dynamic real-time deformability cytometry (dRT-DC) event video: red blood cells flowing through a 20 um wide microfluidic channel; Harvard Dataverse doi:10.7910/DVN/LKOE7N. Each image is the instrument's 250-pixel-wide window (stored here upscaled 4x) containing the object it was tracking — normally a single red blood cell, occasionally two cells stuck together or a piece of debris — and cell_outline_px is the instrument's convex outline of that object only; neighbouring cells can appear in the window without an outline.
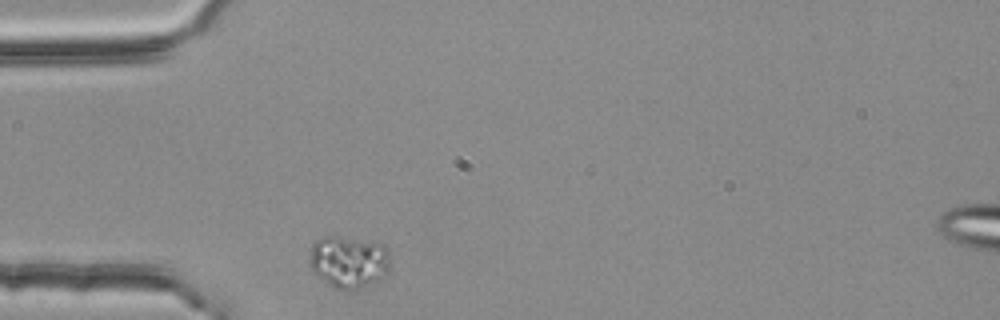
{"species": "common noctule bat (a hibernating species)", "species_latin": "Nyctalus noctula", "temperature_condition": "room temperature", "stored_images_in_passage": 31, "camera_frame_rate_fps": 3000, "um_per_image_px": 0.085, "animal": {"sex": "female", "body_mass_g": 25.1}, "frame": {"image": 1, "passage_image": 1, "time_ms": 0.0, "image_size_px": [1000, 320], "cell_outline_px": [[388, 272], [376, 280], [348, 292], [336, 288], [328, 284], [312, 272], [308, 264], [308, 260], [312, 244], [316, 240], [324, 236], [340, 236], [384, 244], [388, 248]], "centroid_in_image_um": [29.58, 22.24], "position_along_channel_um": 55.4, "area_um2": 24.62}}
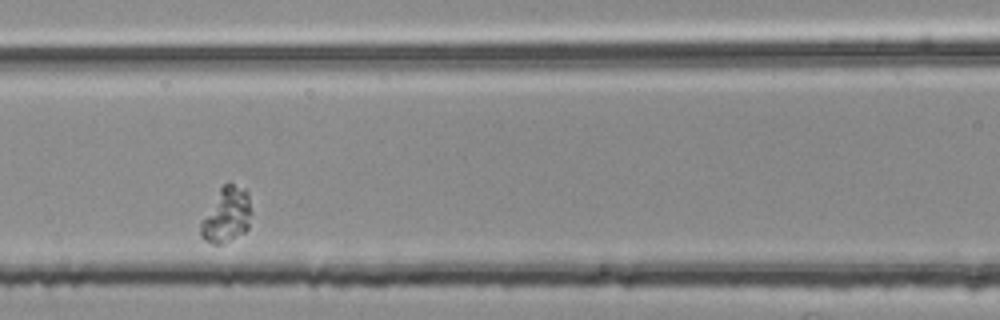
{"frame": {"image": 2, "passage_image": 10, "time_ms": 3.0, "image_size_px": [1000, 320], "cell_outline_px": [[248, 228], [244, 232], [224, 244], [212, 244], [204, 240], [200, 236], [200, 220], [220, 188], [224, 184], [232, 184], [244, 188], [248, 192]], "centroid_in_image_um": [19.18, 18.31], "position_along_channel_um": 147.4, "area_um2": 15.95}}
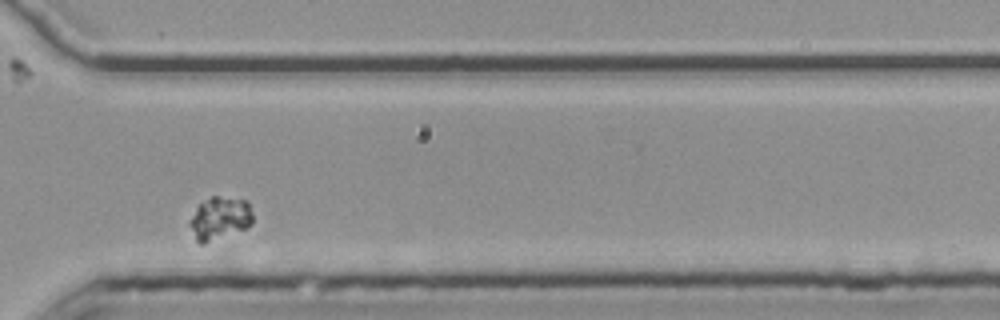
{"frame": {"image": 3, "passage_image": 28, "time_ms": 9.0, "image_size_px": [1000, 320], "cell_outline_px": [[252, 224], [244, 228], [204, 244], [196, 244], [188, 224], [188, 220], [196, 208], [200, 204], [212, 196], [216, 196], [248, 200], [252, 212]], "centroid_in_image_um": [18.63, 18.57], "position_along_channel_um": 352.0, "area_um2": 15.84}}